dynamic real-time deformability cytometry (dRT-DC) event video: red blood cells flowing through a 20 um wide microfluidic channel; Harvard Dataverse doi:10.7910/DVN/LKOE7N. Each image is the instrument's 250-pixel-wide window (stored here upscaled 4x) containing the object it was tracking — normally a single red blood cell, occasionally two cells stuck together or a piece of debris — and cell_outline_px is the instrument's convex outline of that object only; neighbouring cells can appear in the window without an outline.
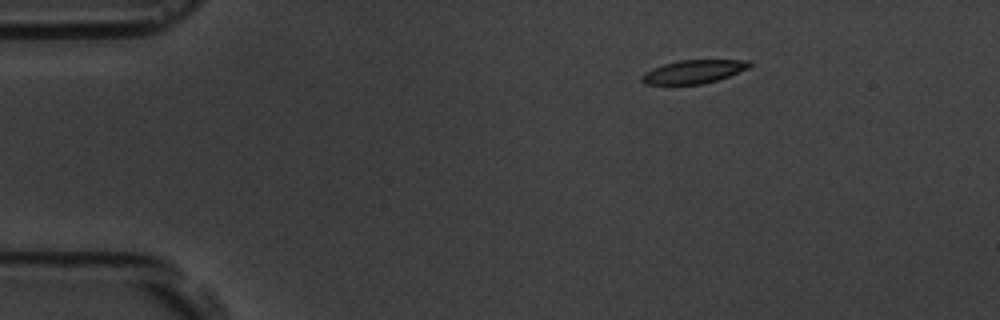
{"species": "common noctule bat (a hibernating species)", "species_latin": "Nyctalus noctula", "temperature_condition": "room temperature", "stored_images_in_passage": 3, "camera_frame_rate_fps": 3000, "um_per_image_px": 0.085, "animal": {"sex": "male", "body_mass_g": 19.5, "forearm_length_mm": 54.6}, "frame": {"image": 1, "passage_image": 1, "time_ms": 0.0, "image_size_px": [1000, 320], "cell_outline_px": [[752, 64], [748, 68], [728, 76], [716, 80], [700, 84], [644, 84], [640, 80], [640, 76], [644, 72], [652, 68], [664, 64], [680, 60], [752, 60]], "centroid_in_image_um": [58.92, 6.08], "position_along_channel_um": 26.1, "area_um2": 14.62}}